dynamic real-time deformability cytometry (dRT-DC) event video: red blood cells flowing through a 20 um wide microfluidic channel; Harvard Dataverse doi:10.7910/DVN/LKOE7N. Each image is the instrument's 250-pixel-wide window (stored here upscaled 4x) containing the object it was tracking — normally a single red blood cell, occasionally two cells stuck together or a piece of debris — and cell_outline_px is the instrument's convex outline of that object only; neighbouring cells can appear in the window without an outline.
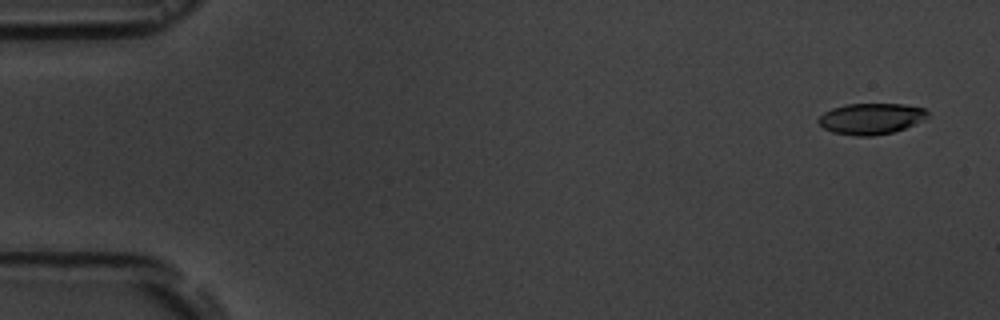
{"species": "common noctule bat (a hibernating species)", "species_latin": "Nyctalus noctula", "temperature_condition": "room temperature", "stored_images_in_passage": 5, "camera_frame_rate_fps": 3000, "um_per_image_px": 0.085, "animal": {"sex": "male", "body_mass_g": 19.5, "forearm_length_mm": 54.6}, "frame": {"image": 1, "passage_image": 1, "time_ms": 0.0, "image_size_px": [1000, 320], "cell_outline_px": [[928, 116], [924, 120], [904, 128], [892, 132], [872, 136], [856, 136], [832, 132], [824, 128], [816, 120], [824, 112], [832, 108], [844, 104], [904, 104], [924, 108], [928, 112]], "centroid_in_image_um": [74.02, 10.08], "position_along_channel_um": 11.0, "area_um2": 19.77}}
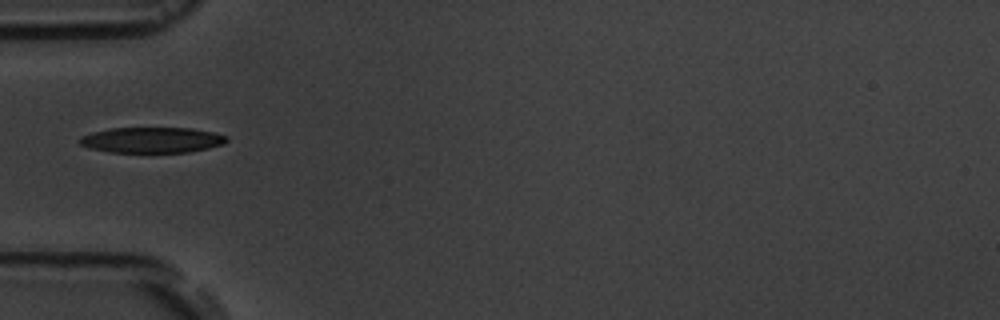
{"frame": {"image": 2, "passage_image": 5, "time_ms": 5.333, "image_size_px": [1000, 320], "cell_outline_px": [[228, 140], [224, 144], [208, 148], [188, 152], [108, 152], [88, 148], [80, 144], [76, 140], [80, 136], [92, 132], [112, 128], [192, 128], [212, 132], [228, 136]], "centroid_in_image_um": [12.88, 11.9], "position_along_channel_um": 72.1, "area_um2": 22.08}}